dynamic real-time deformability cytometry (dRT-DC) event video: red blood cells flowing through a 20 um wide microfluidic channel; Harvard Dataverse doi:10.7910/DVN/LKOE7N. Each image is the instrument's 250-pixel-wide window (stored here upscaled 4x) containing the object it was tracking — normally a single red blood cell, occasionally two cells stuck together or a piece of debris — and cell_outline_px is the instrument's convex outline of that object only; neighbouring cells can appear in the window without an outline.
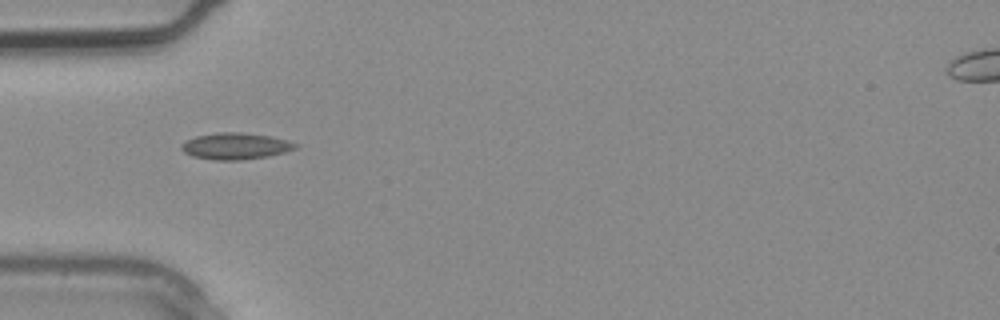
{"species": "common noctule bat (a hibernating species)", "species_latin": "Nyctalus noctula", "temperature_condition": "warm", "stored_images_in_passage": 2, "camera_frame_rate_fps": 3000, "um_per_image_px": 0.085, "animal": {"sex": "male", "body_mass_g": 20.4}, "frame": {"image": 1, "passage_image": 2, "time_ms": 0.333, "image_size_px": [1000, 320], "cell_outline_px": [[300, 144], [296, 148], [284, 152], [268, 156], [244, 160], [216, 160], [192, 156], [184, 152], [180, 148], [180, 144], [196, 136], [220, 132], [240, 132], [268, 136], [288, 140]], "centroid_in_image_um": [20.02, 12.42], "position_along_channel_um": 65.0, "area_um2": 17.57}}